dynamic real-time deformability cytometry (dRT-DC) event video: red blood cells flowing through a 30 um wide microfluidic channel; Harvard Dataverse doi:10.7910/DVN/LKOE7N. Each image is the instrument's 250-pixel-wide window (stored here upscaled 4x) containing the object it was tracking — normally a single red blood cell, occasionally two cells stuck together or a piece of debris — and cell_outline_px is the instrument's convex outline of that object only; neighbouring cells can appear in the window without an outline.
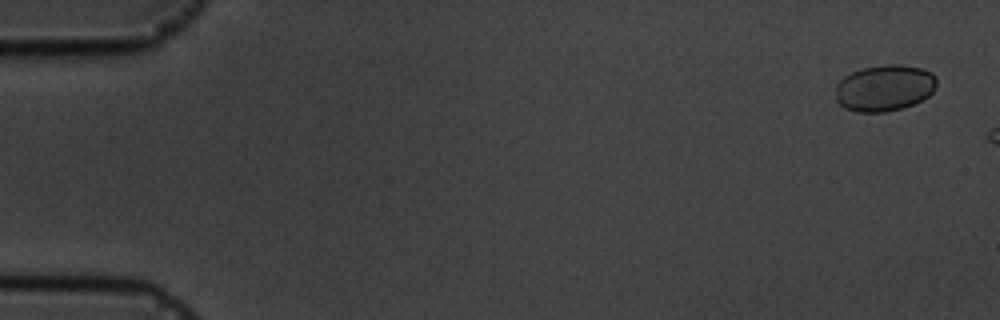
{"species": "common noctule bat (a hibernating species)", "species_latin": "Nyctalus noctula", "temperature_condition": "cold", "stored_images_in_passage": 3, "camera_frame_rate_fps": 3000, "um_per_image_px": 0.085, "animal": {"sex": "male", "body_mass_g": 19.5, "forearm_length_mm": 54.6}, "frame": {"image": 1, "passage_image": 1, "time_ms": 0.0, "image_size_px": [1000, 320], "cell_outline_px": [[936, 88], [928, 96], [904, 108], [884, 112], [856, 112], [844, 108], [836, 100], [836, 84], [844, 76], [860, 68], [888, 64], [900, 64], [920, 68], [932, 72], [936, 76]], "centroid_in_image_um": [75.17, 7.47], "position_along_channel_um": 9.8, "area_um2": 27.51}}